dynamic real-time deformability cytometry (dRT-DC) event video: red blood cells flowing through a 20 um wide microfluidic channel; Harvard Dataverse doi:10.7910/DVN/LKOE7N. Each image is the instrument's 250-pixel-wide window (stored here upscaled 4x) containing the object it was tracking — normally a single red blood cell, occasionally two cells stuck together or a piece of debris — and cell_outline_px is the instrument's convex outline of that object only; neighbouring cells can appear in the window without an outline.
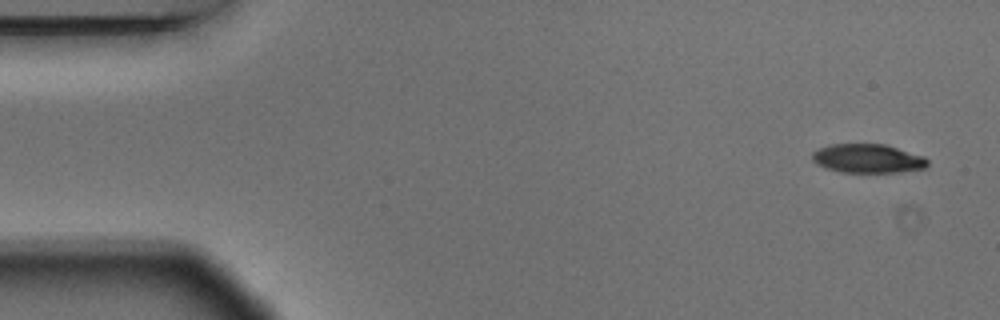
{"species": "Egyptian fruit bat (a non-hibernating species)", "species_latin": "Rousettus aegyptiacus", "temperature_condition": "warm", "stored_images_in_passage": 4, "camera_frame_rate_fps": 3000, "um_per_image_px": 0.085, "animal": {"sex": "male"}, "frame": {"image": 1, "passage_image": 1, "time_ms": 0.0, "image_size_px": [1000, 320], "cell_outline_px": [[928, 164], [924, 168], [896, 172], [840, 172], [828, 168], [812, 160], [812, 152], [828, 144], [884, 144], [924, 156], [928, 160]], "centroid_in_image_um": [73.76, 13.46], "position_along_channel_um": 11.2, "area_um2": 19.19}}
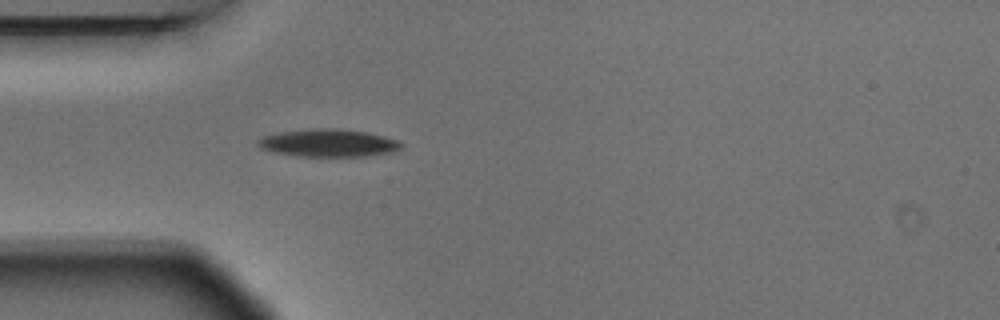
{"frame": {"image": 2, "passage_image": 4, "time_ms": 1.0, "image_size_px": [1000, 320], "cell_outline_px": [[404, 148], [392, 152], [364, 156], [296, 156], [272, 152], [260, 148], [256, 144], [256, 140], [264, 136], [284, 132], [316, 128], [340, 128], [368, 132], [400, 140], [404, 144]], "centroid_in_image_um": [27.96, 12.15], "position_along_channel_um": 57.0, "area_um2": 23.29}}